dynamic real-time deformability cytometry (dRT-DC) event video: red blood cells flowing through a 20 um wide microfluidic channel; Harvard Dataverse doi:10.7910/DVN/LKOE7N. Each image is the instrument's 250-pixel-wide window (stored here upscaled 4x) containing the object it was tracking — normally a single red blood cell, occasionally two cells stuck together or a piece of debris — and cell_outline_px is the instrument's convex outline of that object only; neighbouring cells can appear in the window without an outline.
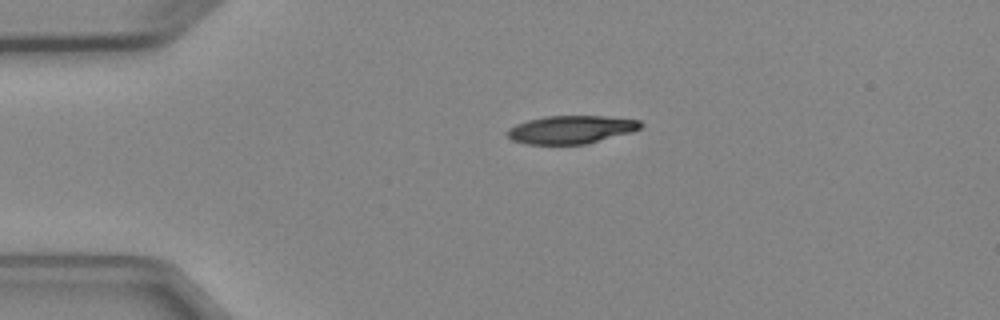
{"species": "Egyptian fruit bat (a non-hibernating species)", "species_latin": "Rousettus aegyptiacus", "temperature_condition": "cold", "stored_images_in_passage": 2, "camera_frame_rate_fps": 3000, "um_per_image_px": 0.085, "animal": {"sex": "female"}, "frame": {"image": 1, "passage_image": 1, "time_ms": 0.0, "image_size_px": [1000, 320], "cell_outline_px": [[644, 124], [640, 128], [632, 132], [588, 144], [528, 144], [512, 140], [504, 132], [508, 128], [516, 124], [528, 120], [544, 116], [604, 116], [640, 120]], "centroid_in_image_um": [48.54, 11.01], "position_along_channel_um": 36.5, "area_um2": 21.96}}